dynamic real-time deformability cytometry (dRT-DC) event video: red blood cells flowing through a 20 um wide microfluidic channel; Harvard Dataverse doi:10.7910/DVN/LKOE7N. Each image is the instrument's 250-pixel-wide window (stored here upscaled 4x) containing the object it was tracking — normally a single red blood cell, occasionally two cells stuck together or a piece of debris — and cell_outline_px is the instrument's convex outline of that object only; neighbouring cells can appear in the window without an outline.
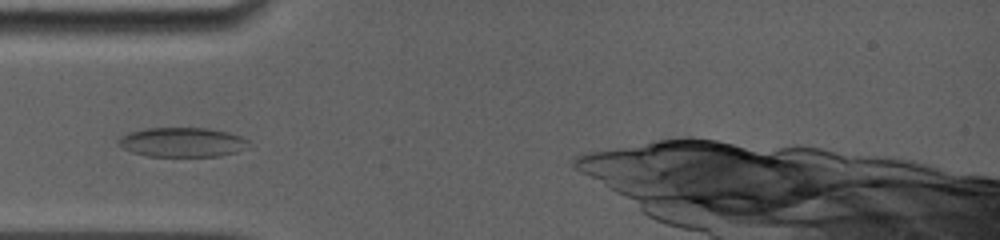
{"species": "common noctule bat (a hibernating species)", "species_latin": "Nyctalus noctula", "temperature_condition": "room temperature", "stored_images_in_passage": 25, "camera_frame_rate_fps": 5000, "um_per_image_px": 0.085, "animal": {"sex": "female", "body_mass_g": 19.0, "forearm_length_mm": 56.7}, "frame": {"image": 1, "passage_image": 5, "time_ms": 2.6, "image_size_px": [1000, 240], "cell_outline_px": [[248, 140], [236, 152], [220, 156], [148, 156], [132, 152], [116, 144], [128, 132], [144, 128], [208, 128], [228, 132], [240, 136]], "centroid_in_image_um": [15.43, 12.08], "position_along_channel_um": 69.6, "area_um2": 21.96}}
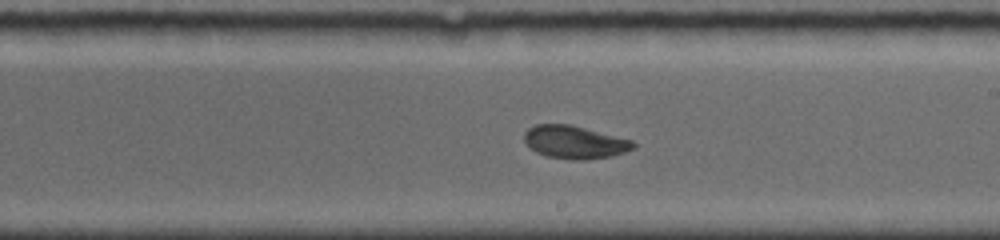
{"frame": {"image": 2, "passage_image": 15, "time_ms": 7.0, "image_size_px": [1000, 240], "cell_outline_px": [[636, 144], [632, 148], [624, 152], [608, 156], [584, 160], [572, 160], [548, 156], [536, 152], [524, 140], [524, 132], [528, 128], [536, 124], [572, 124], [632, 140]], "centroid_in_image_um": [48.82, 12.06], "position_along_channel_um": 240.2, "area_um2": 20.75}}
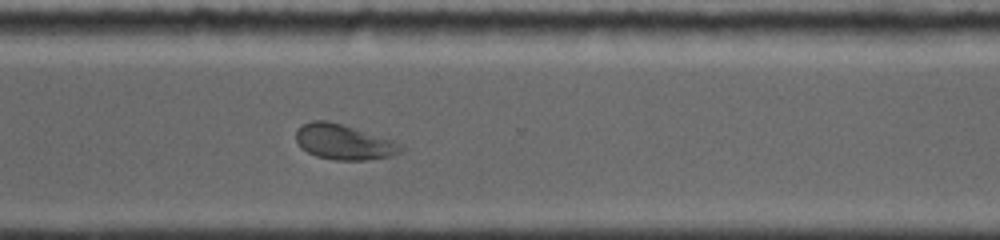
{"frame": {"image": 3, "passage_image": 22, "time_ms": 9.6, "image_size_px": [1000, 240], "cell_outline_px": [[404, 148], [400, 152], [388, 156], [364, 160], [336, 160], [316, 156], [308, 152], [296, 140], [296, 132], [304, 124], [312, 120], [328, 120], [392, 140]], "centroid_in_image_um": [29.2, 12.07], "position_along_channel_um": 341.4, "area_um2": 20.92}, "authors_computed_cell_mechanics": {"area_um2": 20.9236, "velocity_mm_per_s": 3.8715, "shape_relaxation_time_tau1_ms": 6.6231, "shape_relaxation_time_tau2_ms": 1.6666, "deformation_change_tau1": 0.1552, "deformation_change_tau2": 0.0681}}